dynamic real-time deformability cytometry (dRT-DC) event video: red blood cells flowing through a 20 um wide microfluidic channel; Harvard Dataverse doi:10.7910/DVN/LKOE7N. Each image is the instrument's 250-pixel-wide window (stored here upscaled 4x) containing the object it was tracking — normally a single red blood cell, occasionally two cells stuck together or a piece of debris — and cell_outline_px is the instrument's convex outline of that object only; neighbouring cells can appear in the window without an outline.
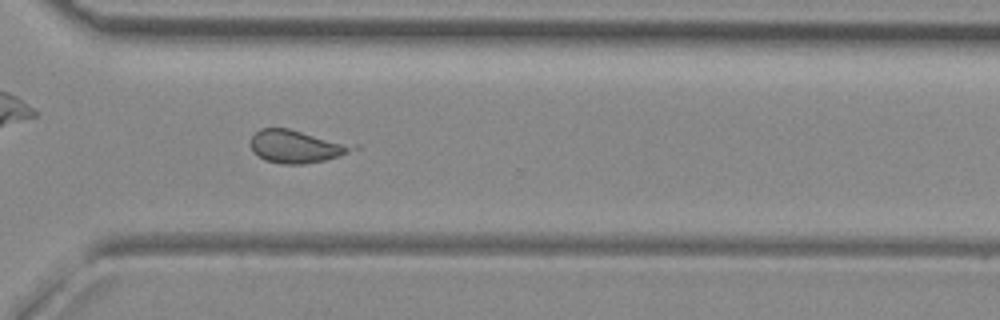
{"species": "common noctule bat (a hibernating species)", "species_latin": "Nyctalus noctula", "temperature_condition": "room temperature", "stored_images_in_passage": 50, "camera_frame_rate_fps": 3000, "um_per_image_px": 0.085, "animal": {"sex": "female", "body_mass_g": 29.2, "forearm_length_mm": 56.3}, "frame": {"image": 1, "passage_image": 36, "time_ms": 11.667, "image_size_px": [1000, 320], "cell_outline_px": [[360, 148], [340, 156], [324, 160], [304, 164], [284, 164], [264, 160], [252, 152], [252, 136], [260, 128], [288, 128], [360, 144]], "centroid_in_image_um": [25.29, 12.44], "position_along_channel_um": 345.3, "area_um2": 20.0}, "authors_computed_cell_mechanics": {"area_um2": 19.8832, "velocity_mm_per_s": 4.0537, "shape_relaxation_time_tau1_ms": null, "shape_relaxation_time_tau2_ms": 1.3739, "deformation_change_tau1": null, "deformation_change_tau2": 0.0729}}